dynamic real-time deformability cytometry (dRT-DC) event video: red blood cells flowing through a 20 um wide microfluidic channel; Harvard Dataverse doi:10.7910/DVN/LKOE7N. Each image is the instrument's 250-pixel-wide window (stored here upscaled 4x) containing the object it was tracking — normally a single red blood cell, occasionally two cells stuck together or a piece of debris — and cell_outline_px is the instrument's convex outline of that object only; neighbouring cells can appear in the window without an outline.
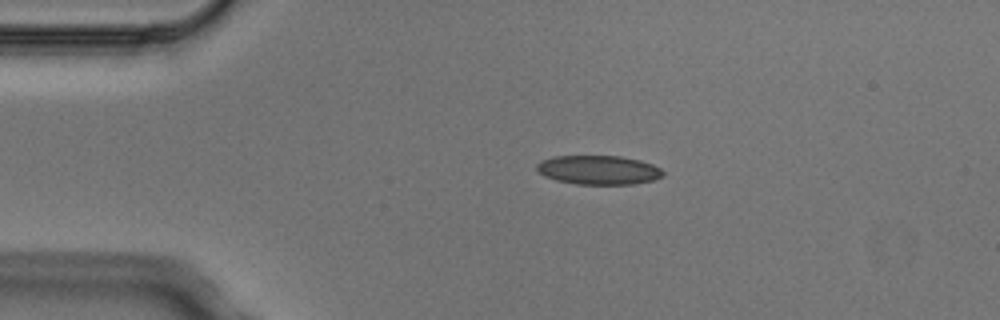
{"species": "Egyptian fruit bat (a non-hibernating species)", "species_latin": "Rousettus aegyptiacus", "temperature_condition": "cold", "stored_images_in_passage": 3, "segment_of_instrument_passage": [1, 2], "camera_frame_rate_fps": 3000, "um_per_image_px": 0.085, "animal": {"sex": "male"}, "frame": {"image": 1, "passage_image": 1, "time_ms": 0.0, "image_size_px": [1000, 320], "cell_outline_px": [[664, 176], [652, 180], [636, 184], [576, 184], [556, 180], [544, 176], [536, 168], [536, 164], [540, 160], [552, 156], [620, 156], [640, 160], [652, 164], [660, 168], [664, 172]], "centroid_in_image_um": [50.87, 14.44], "position_along_channel_um": 34.1, "area_um2": 21.5}}